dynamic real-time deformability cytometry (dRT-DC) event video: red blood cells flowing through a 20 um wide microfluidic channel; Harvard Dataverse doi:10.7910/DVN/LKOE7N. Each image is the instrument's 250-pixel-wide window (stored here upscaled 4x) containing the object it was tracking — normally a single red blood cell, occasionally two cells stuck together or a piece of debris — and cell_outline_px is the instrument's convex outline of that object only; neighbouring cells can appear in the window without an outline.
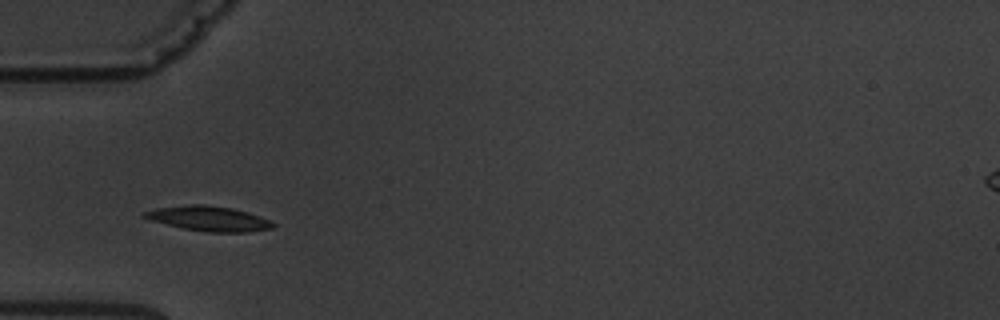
{"species": "common noctule bat (a hibernating species)", "species_latin": "Nyctalus noctula", "temperature_condition": "warm", "stored_images_in_passage": 13, "camera_frame_rate_fps": 3000, "um_per_image_px": 0.085, "animal": {"sex": "male", "body_mass_g": 19.5, "forearm_length_mm": 54.6}, "frame": {"image": 1, "passage_image": 3, "time_ms": 3.0, "image_size_px": [1000, 320], "cell_outline_px": [[276, 224], [272, 228], [244, 232], [204, 232], [184, 228], [152, 220], [140, 216], [140, 212], [156, 208], [188, 204], [204, 204], [232, 208], [248, 212], [260, 216]], "centroid_in_image_um": [17.71, 18.56], "position_along_channel_um": 67.3, "area_um2": 18.61}}
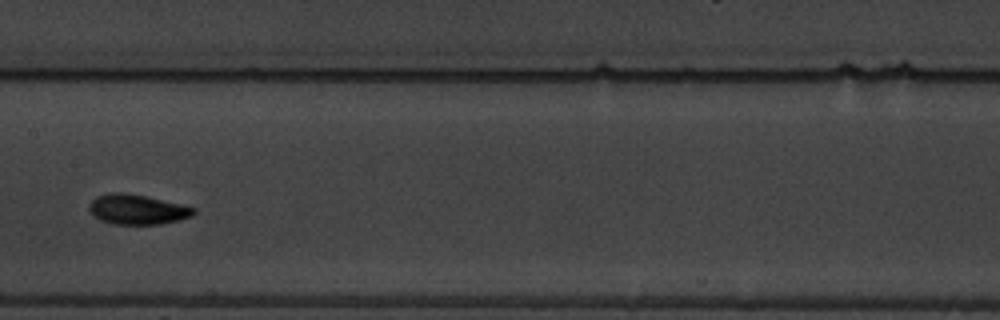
{"frame": {"image": 2, "passage_image": 6, "time_ms": 6.667, "image_size_px": [1000, 320], "cell_outline_px": [[196, 212], [192, 216], [180, 220], [160, 224], [112, 224], [100, 220], [92, 216], [88, 208], [88, 204], [96, 196], [112, 192], [120, 192], [144, 196], [196, 208]], "centroid_in_image_um": [11.62, 17.81], "position_along_channel_um": 195.8, "area_um2": 18.21}}
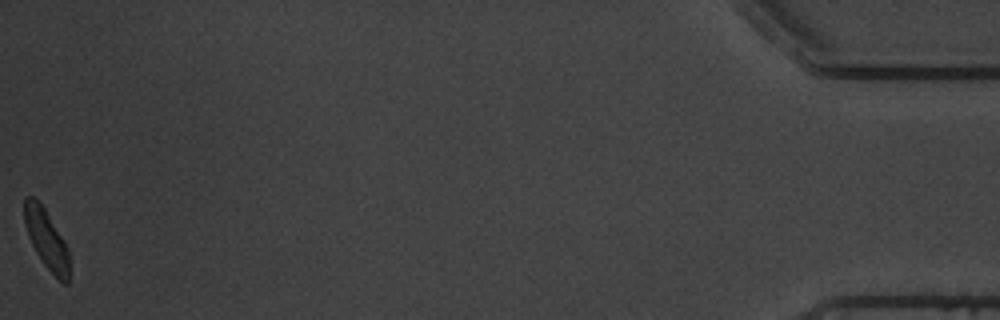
{"frame": {"image": 3, "passage_image": 13, "time_ms": 16.0, "image_size_px": [1000, 320], "cell_outline_px": [[68, 284], [64, 284], [44, 264], [36, 252], [28, 236], [24, 224], [24, 196], [36, 196], [40, 200], [64, 240], [68, 252]], "centroid_in_image_um": [3.91, 20.24], "position_along_channel_um": 431.3, "area_um2": 15.49}, "authors_computed_cell_mechanics": {"area_um2": 17.6868, "velocity_mm_per_s": 3.5249, "shape_relaxation_time_tau1_ms": 1.7578, "shape_relaxation_time_tau2_ms": 3.5503, "deformation_change_tau1": 0.1021, "deformation_change_tau2": 0.075}}